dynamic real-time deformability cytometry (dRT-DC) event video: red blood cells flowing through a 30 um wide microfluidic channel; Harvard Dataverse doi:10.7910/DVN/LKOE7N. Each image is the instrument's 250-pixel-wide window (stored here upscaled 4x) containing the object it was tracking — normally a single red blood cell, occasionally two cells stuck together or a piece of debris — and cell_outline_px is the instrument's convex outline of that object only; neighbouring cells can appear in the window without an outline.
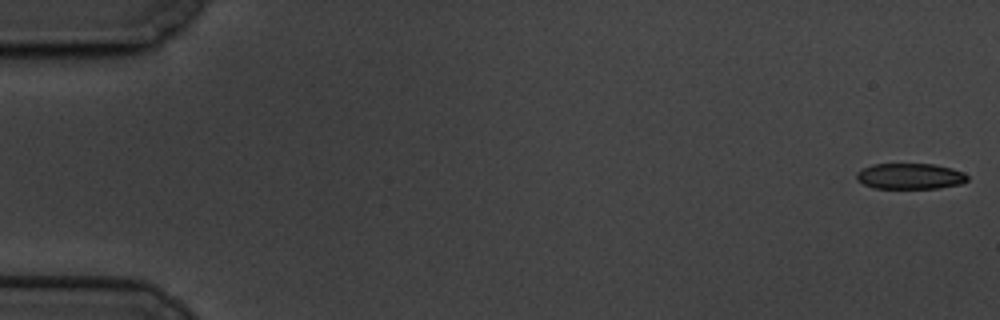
{"species": "common noctule bat (a hibernating species)", "species_latin": "Nyctalus noctula", "temperature_condition": "cold", "stored_images_in_passage": 60, "camera_frame_rate_fps": 3000, "um_per_image_px": 0.085, "animal": {"sex": "male", "body_mass_g": 19.5, "forearm_length_mm": 54.6}, "frame": {"image": 1, "passage_image": 1, "time_ms": 0.0, "image_size_px": [1000, 320], "cell_outline_px": [[968, 180], [960, 184], [936, 188], [872, 188], [856, 180], [856, 172], [872, 164], [932, 164], [952, 168], [964, 172], [968, 176]], "centroid_in_image_um": [77.34, 14.97], "position_along_channel_um": 7.7, "area_um2": 16.7}}
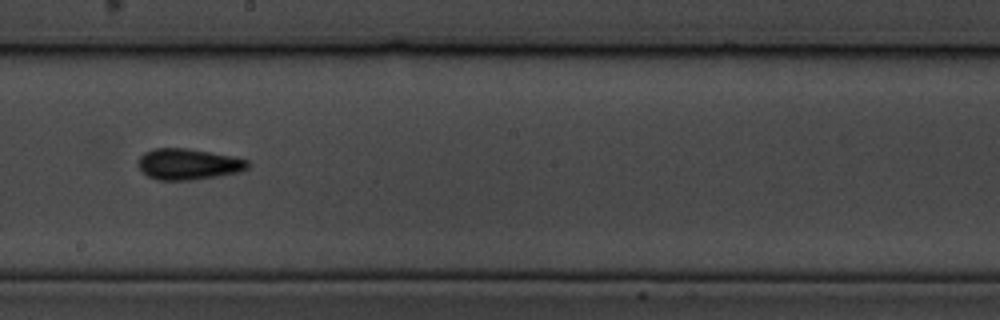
{"frame": {"image": 2, "passage_image": 34, "time_ms": 11.0, "image_size_px": [1000, 320], "cell_outline_px": [[248, 168], [240, 172], [192, 180], [156, 180], [148, 176], [140, 168], [140, 156], [144, 152], [152, 148], [188, 148], [232, 156], [248, 160]], "centroid_in_image_um": [16.01, 13.95], "position_along_channel_um": 232.2, "area_um2": 19.71}}
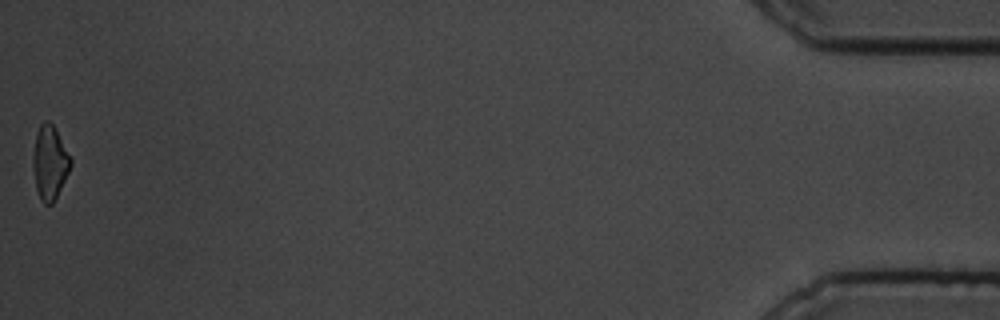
{"frame": {"image": 3, "passage_image": 60, "time_ms": 19.667, "image_size_px": [1000, 320], "cell_outline_px": [[72, 164], [52, 204], [44, 204], [40, 200], [36, 188], [32, 168], [32, 160], [36, 136], [40, 124], [44, 120], [48, 120], [52, 124], [72, 160]], "centroid_in_image_um": [4.2, 13.83], "position_along_channel_um": 431.0, "area_um2": 15.9}, "authors_computed_cell_mechanics": {"area_um2": 17.9758, "velocity_mm_per_s": 3.3686, "shape_relaxation_time_tau1_ms": 3.0289, "shape_relaxation_time_tau2_ms": 2.5804, "deformation_change_tau1": 0.1004, "deformation_change_tau2": 0.1044}}